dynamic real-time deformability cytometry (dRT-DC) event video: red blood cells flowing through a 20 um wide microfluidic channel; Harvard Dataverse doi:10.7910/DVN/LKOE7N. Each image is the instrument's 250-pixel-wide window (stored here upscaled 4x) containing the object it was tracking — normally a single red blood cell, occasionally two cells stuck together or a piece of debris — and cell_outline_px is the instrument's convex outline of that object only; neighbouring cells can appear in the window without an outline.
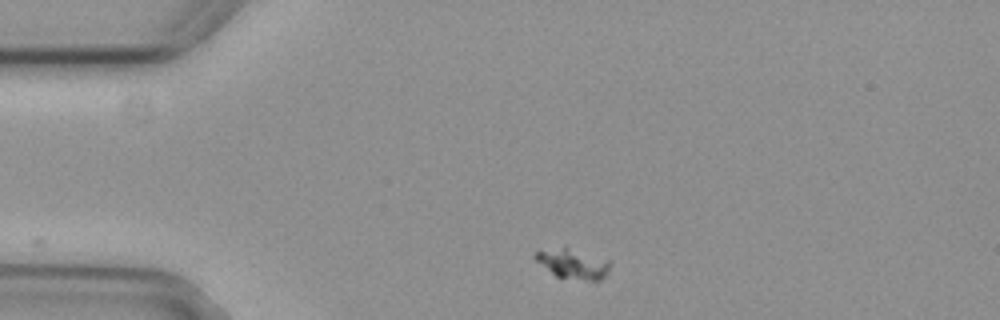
{"species": "common noctule bat (a hibernating species)", "species_latin": "Nyctalus noctula", "temperature_condition": "cold", "stored_images_in_passage": 3, "camera_frame_rate_fps": 3000, "um_per_image_px": 0.085, "animal": {"sex": "female", "body_mass_g": 29.2, "forearm_length_mm": 56.3}, "frame": {"image": 1, "passage_image": 3, "time_ms": 0.667, "image_size_px": [1000, 320], "cell_outline_px": [[612, 264], [608, 272], [600, 280], [588, 280], [556, 276], [536, 260], [532, 256], [536, 252], [564, 244], [612, 260]], "centroid_in_image_um": [48.75, 22.35], "position_along_channel_um": 36.3, "area_um2": 13.53}}